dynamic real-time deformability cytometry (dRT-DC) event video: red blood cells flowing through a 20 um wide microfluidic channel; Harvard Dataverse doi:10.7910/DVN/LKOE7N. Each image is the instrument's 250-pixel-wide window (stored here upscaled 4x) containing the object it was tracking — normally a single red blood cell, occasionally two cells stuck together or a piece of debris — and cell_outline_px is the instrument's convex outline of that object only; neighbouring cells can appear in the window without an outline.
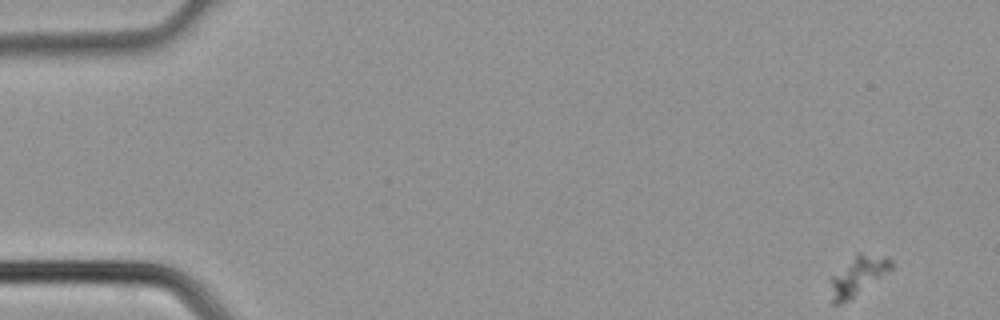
{"species": "common noctule bat (a hibernating species)", "species_latin": "Nyctalus noctula", "temperature_condition": "cold", "stored_images_in_passage": 5, "camera_frame_rate_fps": 3000, "um_per_image_px": 0.085, "animal": {"sex": "male", "body_mass_g": 21.5, "forearm_length_mm": 52.0}, "frame": {"image": 1, "passage_image": 1, "time_ms": 0.0, "image_size_px": [1000, 320], "cell_outline_px": [[892, 268], [848, 300], [840, 304], [832, 304], [832, 276], [856, 252], [860, 252], [884, 256], [892, 260]], "centroid_in_image_um": [72.92, 23.39], "position_along_channel_um": 12.1, "area_um2": 13.29}}
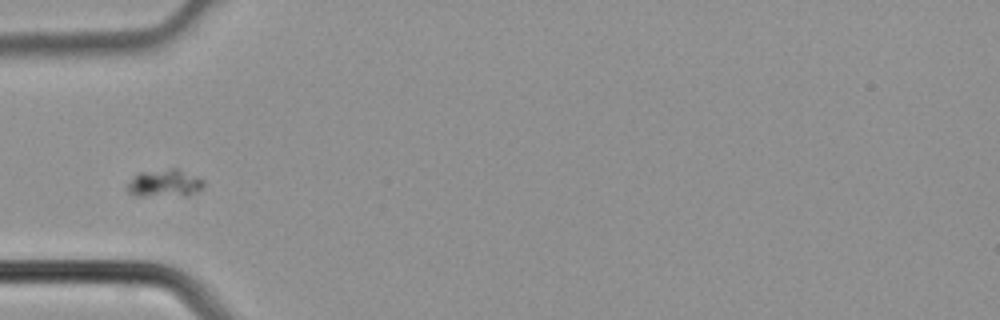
{"frame": {"image": 2, "passage_image": 5, "time_ms": 1.333, "image_size_px": [1000, 320], "cell_outline_px": [[204, 188], [188, 196], [136, 196], [128, 192], [124, 188], [140, 172], [172, 168], [176, 168], [196, 176], [204, 180]], "centroid_in_image_um": [14.02, 15.6], "position_along_channel_um": 71.0, "area_um2": 12.43}}